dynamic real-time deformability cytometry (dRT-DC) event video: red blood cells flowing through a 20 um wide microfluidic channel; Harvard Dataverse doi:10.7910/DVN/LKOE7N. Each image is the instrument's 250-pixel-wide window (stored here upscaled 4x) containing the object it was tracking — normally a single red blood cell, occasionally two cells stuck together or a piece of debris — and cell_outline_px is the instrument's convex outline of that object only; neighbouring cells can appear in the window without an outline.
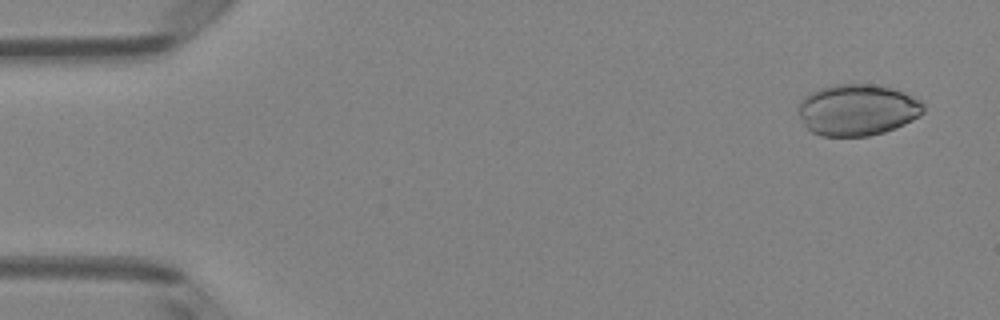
{"species": "Egyptian fruit bat (a non-hibernating species)", "species_latin": "Rousettus aegyptiacus", "temperature_condition": "room temperature", "stored_images_in_passage": 13, "camera_frame_rate_fps": 3000, "um_per_image_px": 0.085, "animal": {"sex": "female"}, "frame": {"image": 1, "passage_image": 3, "time_ms": 0.667, "image_size_px": [1000, 320], "cell_outline_px": [[924, 112], [920, 116], [904, 124], [884, 132], [868, 136], [820, 136], [812, 132], [804, 124], [800, 116], [800, 100], [804, 96], [820, 88], [832, 84], [880, 84], [904, 92], [920, 100], [924, 104]], "centroid_in_image_um": [72.9, 9.33], "position_along_channel_um": 12.1, "area_um2": 37.57}}